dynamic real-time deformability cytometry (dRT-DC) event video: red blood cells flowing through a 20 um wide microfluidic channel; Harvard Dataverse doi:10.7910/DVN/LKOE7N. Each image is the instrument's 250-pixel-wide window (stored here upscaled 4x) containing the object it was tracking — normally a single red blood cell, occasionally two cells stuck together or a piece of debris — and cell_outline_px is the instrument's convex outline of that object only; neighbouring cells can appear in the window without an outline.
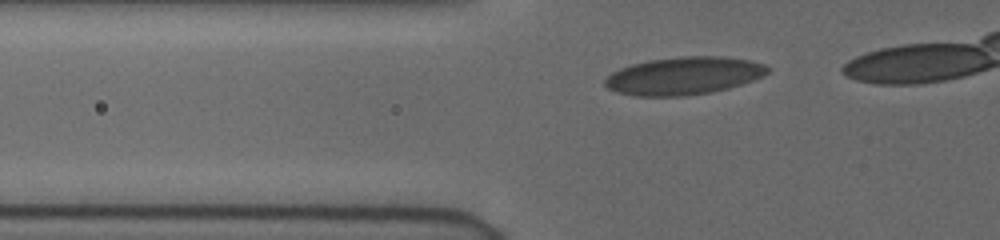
{"species": "human", "species_latin": "Homo sapiens", "temperature_condition": "cold", "stored_images_in_passage": 29, "camera_frame_rate_fps": 3000, "um_per_image_px": 0.085, "donor": {"sex": "female"}, "frame": {"image": 1, "passage_image": 3, "time_ms": 0.667, "image_size_px": [1000, 240], "cell_outline_px": [[768, 72], [764, 76], [728, 88], [708, 92], [684, 96], [636, 96], [616, 92], [608, 88], [604, 84], [604, 80], [612, 72], [620, 68], [632, 64], [648, 60], [680, 56], [720, 56], [748, 60], [764, 64], [768, 68]], "centroid_in_image_um": [58.09, 6.44], "position_along_channel_um": 67.7, "area_um2": 35.6}}
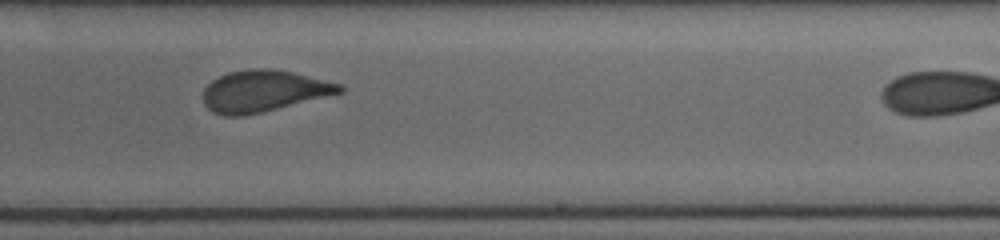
{"frame": {"image": 2, "passage_image": 19, "time_ms": 6.0, "image_size_px": [1000, 240], "cell_outline_px": [[344, 92], [244, 116], [224, 116], [212, 112], [204, 104], [204, 88], [212, 80], [228, 72], [248, 68], [272, 68], [292, 72], [344, 84]], "centroid_in_image_um": [22.41, 7.73], "position_along_channel_um": 266.6, "area_um2": 33.06}}
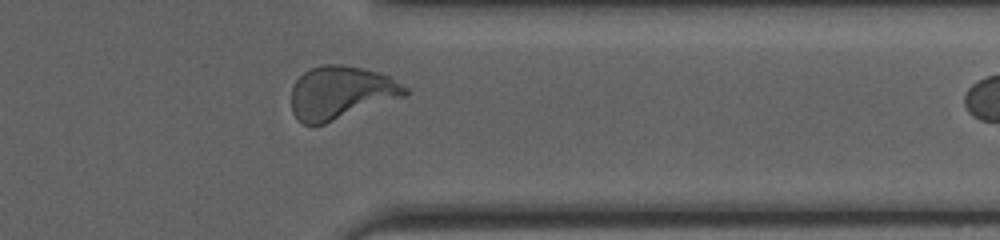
{"frame": {"image": 3, "passage_image": 28, "time_ms": 9.0, "image_size_px": [1000, 240], "cell_outline_px": [[408, 92], [404, 96], [324, 124], [304, 124], [292, 112], [292, 88], [296, 80], [308, 68], [320, 64], [344, 64], [364, 68], [380, 72], [388, 76], [408, 88]], "centroid_in_image_um": [28.96, 7.84], "position_along_channel_um": 382.4, "area_um2": 35.03}}